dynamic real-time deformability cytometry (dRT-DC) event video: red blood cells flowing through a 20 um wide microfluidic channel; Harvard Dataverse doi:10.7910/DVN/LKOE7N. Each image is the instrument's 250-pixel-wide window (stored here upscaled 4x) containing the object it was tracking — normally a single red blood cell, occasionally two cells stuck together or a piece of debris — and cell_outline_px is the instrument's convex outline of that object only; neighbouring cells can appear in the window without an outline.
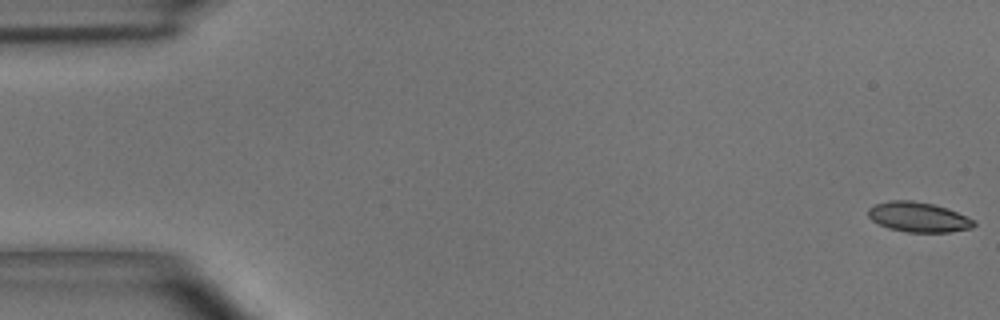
{"species": "common noctule bat (a hibernating species)", "species_latin": "Nyctalus noctula", "temperature_condition": "room temperature", "stored_images_in_passage": 49, "camera_frame_rate_fps": 3000, "um_per_image_px": 0.085, "animal": {"sex": "male", "body_mass_g": 15.6}, "frame": {"image": 1, "passage_image": 1, "time_ms": 0.0, "image_size_px": [1000, 320], "cell_outline_px": [[976, 224], [972, 228], [948, 232], [908, 232], [888, 228], [872, 220], [868, 216], [868, 208], [876, 204], [888, 200], [912, 200], [932, 204], [948, 208], [976, 220]], "centroid_in_image_um": [78.08, 18.44], "position_along_channel_um": 6.9, "area_um2": 18.5}}
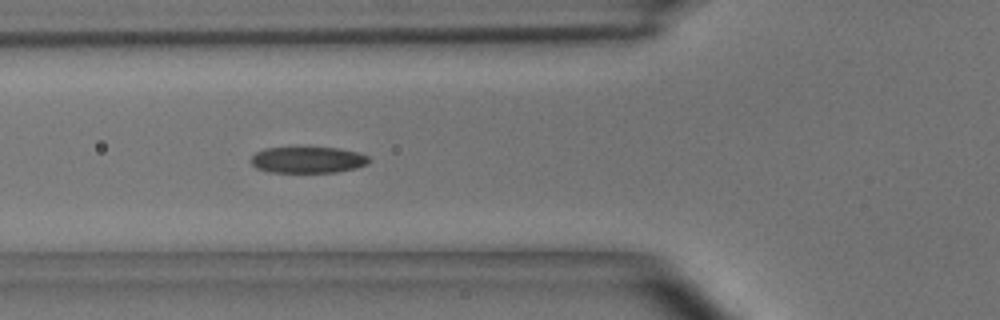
{"frame": {"image": 2, "passage_image": 18, "time_ms": 5.667, "image_size_px": [1000, 320], "cell_outline_px": [[372, 160], [368, 164], [356, 168], [336, 172], [272, 172], [256, 168], [252, 164], [252, 156], [256, 152], [264, 148], [340, 148], [360, 152], [368, 156]], "centroid_in_image_um": [26.22, 13.59], "position_along_channel_um": 99.6, "area_um2": 18.09}}
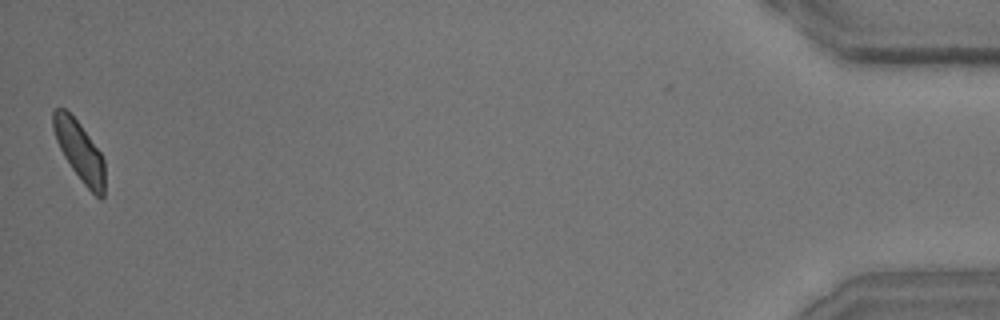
{"frame": {"image": 3, "passage_image": 49, "time_ms": 16.0, "image_size_px": [1000, 320], "cell_outline_px": [[104, 196], [100, 200], [84, 184], [72, 168], [64, 156], [56, 140], [52, 128], [52, 112], [56, 108], [64, 108], [80, 124], [100, 152], [104, 160]], "centroid_in_image_um": [6.75, 12.84], "position_along_channel_um": 428.5, "area_um2": 17.69}, "authors_computed_cell_mechanics": {"area_um2": 18.6694, "velocity_mm_per_s": 4.069, "shape_relaxation_time_tau1_ms": 6.115, "shape_relaxation_time_tau2_ms": 2.2428, "deformation_change_tau1": 0.1596, "deformation_change_tau2": 0.0813}}